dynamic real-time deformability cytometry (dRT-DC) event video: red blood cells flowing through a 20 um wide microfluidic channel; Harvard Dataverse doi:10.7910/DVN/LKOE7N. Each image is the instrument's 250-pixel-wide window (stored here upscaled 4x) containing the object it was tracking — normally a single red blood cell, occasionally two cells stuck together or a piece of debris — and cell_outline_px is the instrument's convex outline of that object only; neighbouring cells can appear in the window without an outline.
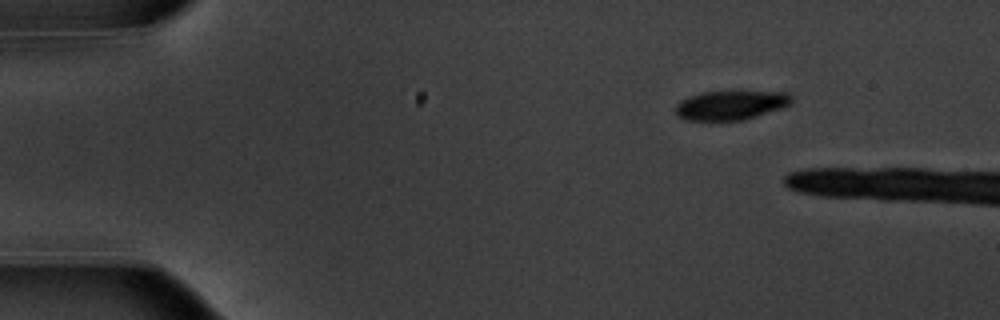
{"species": "common noctule bat (a hibernating species)", "species_latin": "Nyctalus noctula", "temperature_condition": "warm", "stored_images_in_passage": 2, "camera_frame_rate_fps": 3000, "um_per_image_px": 0.085, "animal": {"sex": "male", "body_mass_g": 20.1, "forearm_length_mm": 53.5}, "frame": {"image": 1, "passage_image": 2, "time_ms": 0.333, "image_size_px": [1000, 320], "cell_outline_px": [[792, 104], [744, 120], [684, 120], [676, 116], [676, 104], [680, 100], [688, 96], [700, 92], [788, 92], [792, 96]], "centroid_in_image_um": [62.08, 8.94], "position_along_channel_um": 22.9, "area_um2": 19.71}}